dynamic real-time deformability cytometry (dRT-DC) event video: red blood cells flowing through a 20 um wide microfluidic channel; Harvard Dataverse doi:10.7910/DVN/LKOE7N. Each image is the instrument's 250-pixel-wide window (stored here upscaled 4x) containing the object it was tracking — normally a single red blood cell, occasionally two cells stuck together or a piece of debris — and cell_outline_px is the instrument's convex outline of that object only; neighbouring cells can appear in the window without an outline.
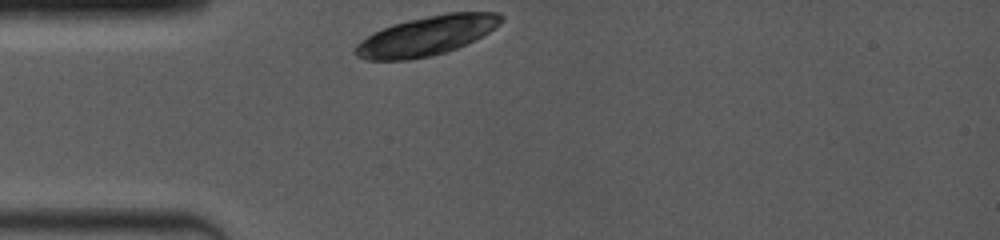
{"species": "common noctule bat (a hibernating species)", "species_latin": "Nyctalus noctula", "temperature_condition": "room temperature", "stored_images_in_passage": 2, "camera_frame_rate_fps": 4000, "um_per_image_px": 0.085, "animal": {"sex": "female", "body_mass_g": 19.0, "forearm_length_mm": 53.3}, "frame": {"image": 1, "passage_image": 1, "time_ms": 0.0, "image_size_px": [1000, 240], "cell_outline_px": [[504, 20], [500, 24], [488, 32], [456, 48], [432, 56], [408, 60], [364, 60], [356, 56], [352, 52], [356, 44], [360, 40], [384, 28], [408, 20], [448, 12], [496, 12], [504, 16]], "centroid_in_image_um": [36.23, 3.05], "position_along_channel_um": 48.8, "area_um2": 33.12}}